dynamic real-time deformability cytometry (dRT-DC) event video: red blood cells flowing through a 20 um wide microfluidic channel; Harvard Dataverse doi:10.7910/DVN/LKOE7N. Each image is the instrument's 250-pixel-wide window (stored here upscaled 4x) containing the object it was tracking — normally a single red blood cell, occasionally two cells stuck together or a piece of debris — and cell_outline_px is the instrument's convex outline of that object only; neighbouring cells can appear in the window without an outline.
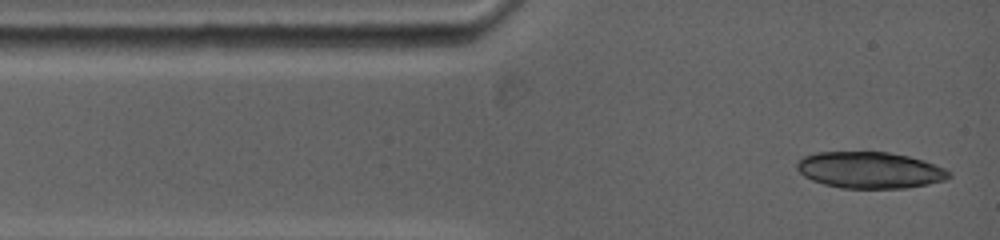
{"species": "common noctule bat (a hibernating species)", "species_latin": "Nyctalus noctula", "temperature_condition": "warm", "stored_images_in_passage": 4, "camera_frame_rate_fps": 5000, "um_per_image_px": 0.085, "animal": {"sex": "female", "body_mass_g": 19.0, "forearm_length_mm": 53.3}, "frame": {"image": 1, "passage_image": 1, "time_ms": 0.0, "image_size_px": [1000, 240], "cell_outline_px": [[952, 176], [944, 180], [928, 184], [908, 188], [840, 188], [824, 184], [812, 180], [804, 176], [796, 168], [796, 164], [804, 156], [816, 152], [888, 152], [908, 156], [924, 160], [944, 168], [952, 172]], "centroid_in_image_um": [73.95, 14.46], "position_along_channel_um": 11.0, "area_um2": 32.37}}